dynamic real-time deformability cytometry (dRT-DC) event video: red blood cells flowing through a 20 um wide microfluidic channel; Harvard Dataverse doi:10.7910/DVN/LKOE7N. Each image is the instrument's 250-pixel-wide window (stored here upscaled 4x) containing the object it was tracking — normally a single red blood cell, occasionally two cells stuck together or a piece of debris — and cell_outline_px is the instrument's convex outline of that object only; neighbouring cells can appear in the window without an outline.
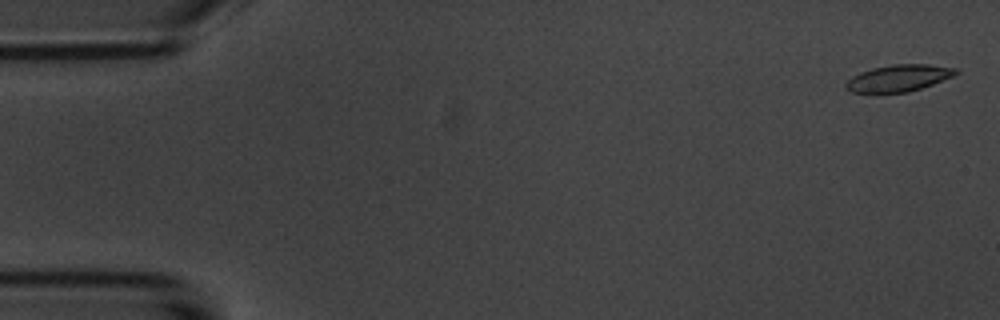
{"species": "common noctule bat (a hibernating species)", "species_latin": "Nyctalus noctula", "temperature_condition": "room temperature", "stored_images_in_passage": 3, "camera_frame_rate_fps": 3000, "um_per_image_px": 0.085, "animal": {"sex": "male", "body_mass_g": 20.1, "forearm_length_mm": 53.5}, "frame": {"image": 1, "passage_image": 1, "time_ms": 0.0, "image_size_px": [1000, 320], "cell_outline_px": [[960, 72], [952, 76], [932, 84], [908, 92], [852, 92], [844, 88], [844, 84], [852, 76], [860, 72], [872, 68], [892, 64], [928, 64], [956, 68]], "centroid_in_image_um": [76.36, 6.62], "position_along_channel_um": 8.6, "area_um2": 16.99}}